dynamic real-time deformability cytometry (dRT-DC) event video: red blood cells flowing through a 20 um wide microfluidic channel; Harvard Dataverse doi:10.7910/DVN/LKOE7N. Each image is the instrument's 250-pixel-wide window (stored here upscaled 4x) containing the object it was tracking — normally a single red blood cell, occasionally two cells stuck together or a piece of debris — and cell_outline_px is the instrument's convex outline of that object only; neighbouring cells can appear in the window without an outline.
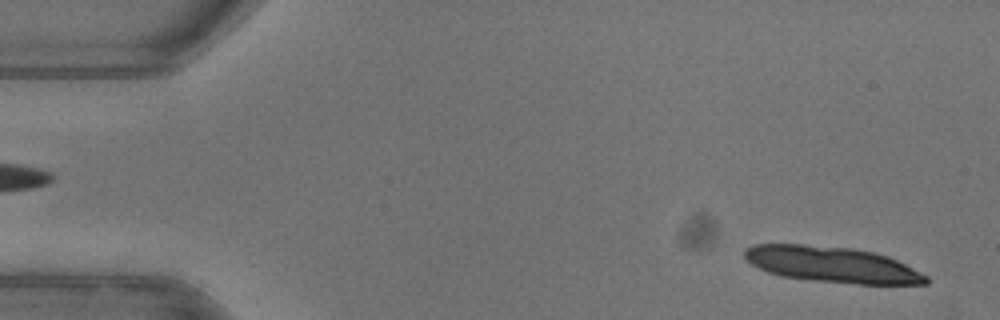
{"species": "common noctule bat (a hibernating species)", "species_latin": "Nyctalus noctula", "temperature_condition": "warm", "stored_images_in_passage": 13, "camera_frame_rate_fps": 3000, "um_per_image_px": 0.085, "animal": {"sex": "female"}, "frame": {"image": 1, "passage_image": 2, "time_ms": 0.333, "image_size_px": [1000, 320], "cell_outline_px": [[928, 284], [860, 284], [812, 280], [780, 276], [768, 272], [752, 264], [744, 256], [744, 252], [748, 248], [756, 244], [804, 244], [852, 248], [872, 252], [888, 256], [928, 276]], "centroid_in_image_um": [70.73, 22.49], "position_along_channel_um": 14.3, "area_um2": 37.63}}